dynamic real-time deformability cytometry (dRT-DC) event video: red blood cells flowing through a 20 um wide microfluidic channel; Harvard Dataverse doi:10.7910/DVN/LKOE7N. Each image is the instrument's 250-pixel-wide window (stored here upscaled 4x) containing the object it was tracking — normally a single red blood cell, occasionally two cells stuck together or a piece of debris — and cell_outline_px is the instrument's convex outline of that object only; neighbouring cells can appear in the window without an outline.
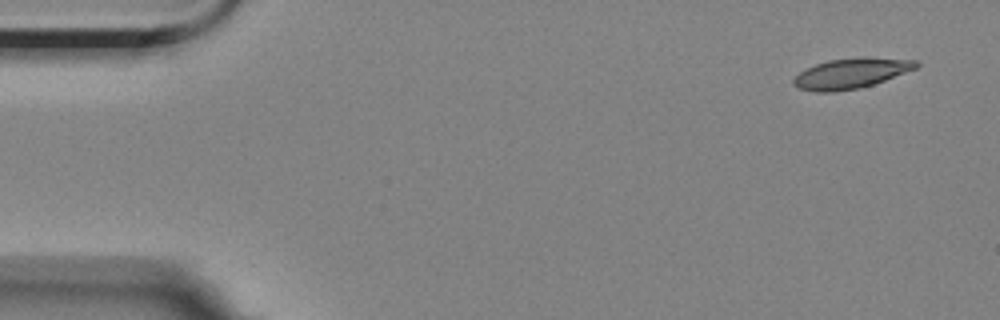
{"species": "Egyptian fruit bat (a non-hibernating species)", "species_latin": "Rousettus aegyptiacus", "temperature_condition": "room temperature", "stored_images_in_passage": 5, "camera_frame_rate_fps": 3000, "um_per_image_px": 0.085, "animal": {"sex": "female"}, "frame": {"image": 1, "passage_image": 1, "time_ms": 0.0, "image_size_px": [1000, 320], "cell_outline_px": [[920, 64], [916, 68], [884, 80], [860, 88], [836, 92], [812, 92], [800, 88], [792, 84], [792, 80], [800, 72], [816, 64], [828, 60], [864, 56], [916, 60]], "centroid_in_image_um": [72.33, 6.23], "position_along_channel_um": 12.7, "area_um2": 21.62}}
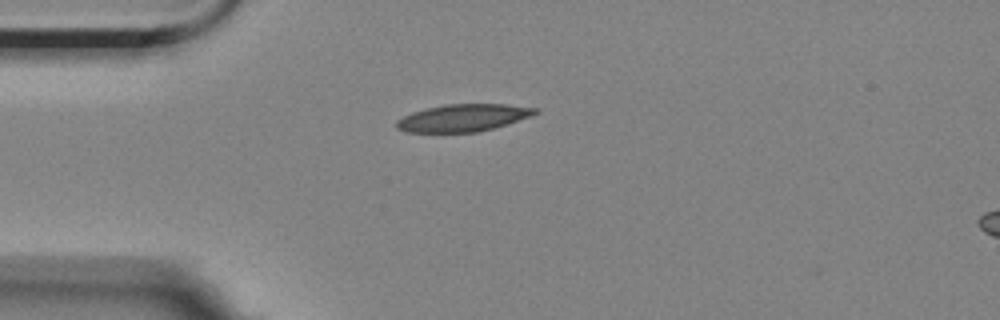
{"frame": {"image": 2, "passage_image": 4, "time_ms": 3.667, "image_size_px": [1000, 320], "cell_outline_px": [[540, 112], [508, 124], [476, 132], [404, 132], [396, 128], [396, 120], [412, 112], [424, 108], [444, 104], [508, 104], [540, 108]], "centroid_in_image_um": [39.36, 10.0], "position_along_channel_um": 45.6, "area_um2": 22.2}}